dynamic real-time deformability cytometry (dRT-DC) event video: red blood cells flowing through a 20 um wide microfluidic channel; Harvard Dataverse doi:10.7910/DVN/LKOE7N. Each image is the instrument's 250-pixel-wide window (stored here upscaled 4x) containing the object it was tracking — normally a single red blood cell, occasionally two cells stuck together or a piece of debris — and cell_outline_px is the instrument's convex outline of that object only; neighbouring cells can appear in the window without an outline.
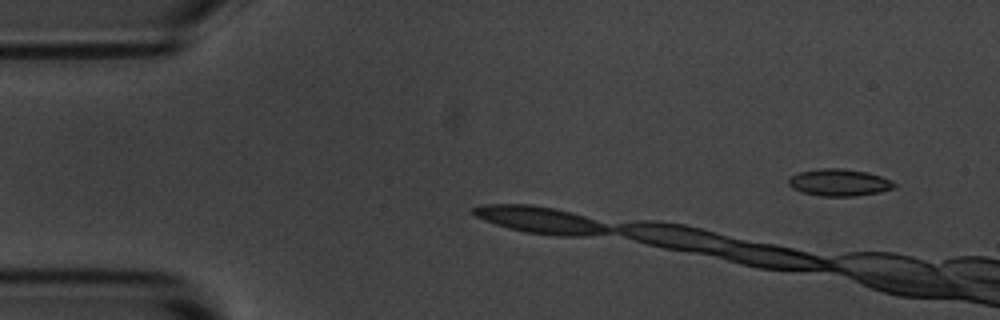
{"species": "common noctule bat (a hibernating species)", "species_latin": "Nyctalus noctula", "temperature_condition": "room temperature", "stored_images_in_passage": 4, "camera_frame_rate_fps": 3000, "um_per_image_px": 0.085, "animal": {"sex": "male", "body_mass_g": 20.1, "forearm_length_mm": 53.5}, "frame": {"image": 1, "passage_image": 2, "time_ms": 1.0, "image_size_px": [1000, 320], "cell_outline_px": [[896, 188], [880, 192], [856, 196], [820, 196], [800, 192], [792, 188], [788, 184], [788, 180], [792, 176], [800, 172], [820, 168], [844, 168], [868, 172], [880, 176], [896, 184]], "centroid_in_image_um": [71.32, 15.52], "position_along_channel_um": 13.7, "area_um2": 16.7}}